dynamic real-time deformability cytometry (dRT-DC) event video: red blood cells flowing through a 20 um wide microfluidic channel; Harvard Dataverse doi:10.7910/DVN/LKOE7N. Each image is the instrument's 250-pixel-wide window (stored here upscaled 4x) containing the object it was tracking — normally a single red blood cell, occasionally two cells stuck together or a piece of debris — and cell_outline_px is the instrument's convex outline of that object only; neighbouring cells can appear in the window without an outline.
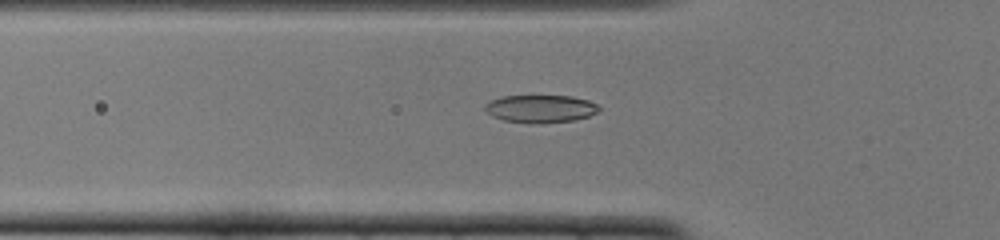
{"species": "common noctule bat (a hibernating species)", "species_latin": "Nyctalus noctula", "temperature_condition": "cold", "stored_images_in_passage": 51, "camera_frame_rate_fps": 3000, "um_per_image_px": 0.085, "animal": {"sex": "female", "body_mass_g": 22.0, "forearm_length_mm": 56.7}, "frame": {"image": 1, "passage_image": 17, "time_ms": 5.333, "image_size_px": [1000, 240], "cell_outline_px": [[600, 108], [596, 112], [588, 116], [572, 120], [540, 124], [528, 124], [504, 120], [492, 116], [484, 108], [484, 104], [500, 96], [572, 96], [588, 100], [596, 104]], "centroid_in_image_um": [45.91, 9.25], "position_along_channel_um": 79.9, "area_um2": 18.44}}
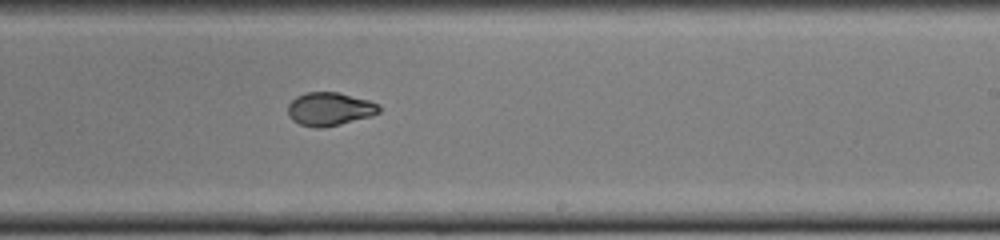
{"frame": {"image": 2, "passage_image": 31, "time_ms": 10.0, "image_size_px": [1000, 240], "cell_outline_px": [[380, 112], [372, 116], [324, 128], [316, 128], [300, 124], [292, 120], [288, 116], [288, 104], [296, 96], [304, 92], [336, 92], [368, 100], [380, 104]], "centroid_in_image_um": [28.01, 9.27], "position_along_channel_um": 261.0, "area_um2": 17.8}}
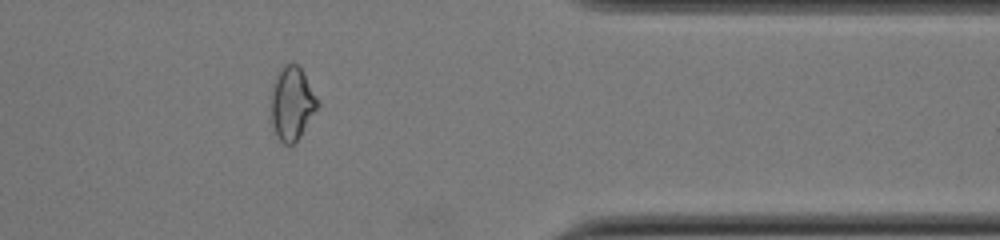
{"frame": {"image": 3, "passage_image": 42, "time_ms": 13.667, "image_size_px": [1000, 240], "cell_outline_px": [[320, 104], [300, 136], [292, 144], [284, 144], [276, 136], [272, 124], [272, 84], [276, 72], [284, 64], [296, 64], [304, 72]], "centroid_in_image_um": [24.81, 8.76], "position_along_channel_um": 386.6, "area_um2": 19.77}, "authors_computed_cell_mechanics": {"area_um2": 18.6694, "velocity_mm_per_s": 3.88, "shape_relaxation_time_tau1_ms": 6.3199, "shape_relaxation_time_tau2_ms": 1.6895, "deformation_change_tau1": 0.1905, "deformation_change_tau2": 0.0371}}